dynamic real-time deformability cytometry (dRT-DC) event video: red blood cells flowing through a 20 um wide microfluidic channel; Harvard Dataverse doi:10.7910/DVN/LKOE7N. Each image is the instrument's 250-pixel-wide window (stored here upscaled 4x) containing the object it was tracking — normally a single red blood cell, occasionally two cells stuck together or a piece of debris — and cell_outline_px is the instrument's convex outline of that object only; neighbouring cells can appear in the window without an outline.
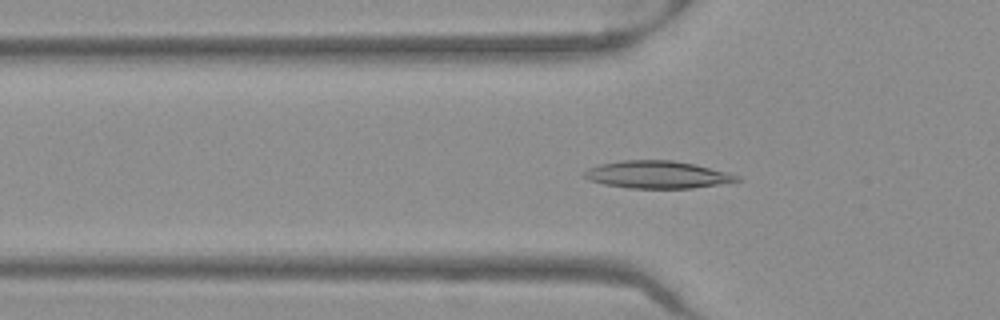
{"species": "Egyptian fruit bat (a non-hibernating species)", "species_latin": "Rousettus aegyptiacus", "temperature_condition": "warm", "stored_images_in_passage": 51, "camera_frame_rate_fps": 3000, "um_per_image_px": 0.085, "frame": {"image": 1, "passage_image": 17, "time_ms": 5.333, "image_size_px": [1000, 320], "cell_outline_px": [[740, 180], [692, 188], [628, 188], [604, 184], [588, 180], [584, 176], [584, 172], [588, 168], [600, 164], [620, 160], [672, 160], [696, 164], [728, 172], [740, 176]], "centroid_in_image_um": [55.85, 14.83], "position_along_channel_um": 70.0, "area_um2": 24.33}}
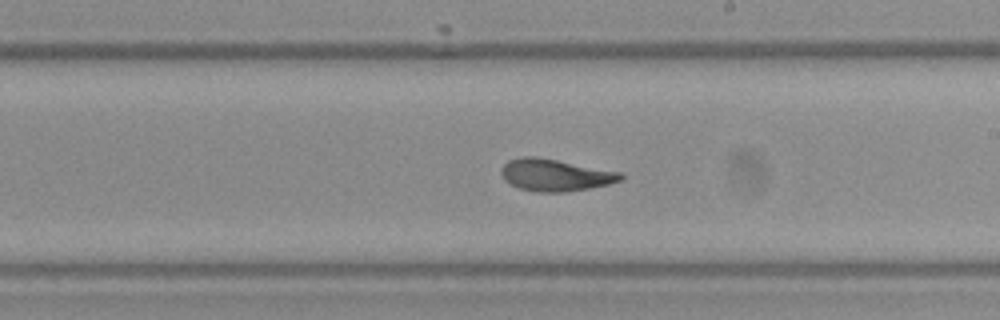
{"frame": {"image": 2, "passage_image": 30, "time_ms": 9.667, "image_size_px": [1000, 320], "cell_outline_px": [[624, 180], [608, 184], [588, 188], [564, 192], [536, 192], [520, 188], [504, 180], [500, 172], [500, 168], [508, 160], [524, 156], [536, 156], [624, 172]], "centroid_in_image_um": [47.22, 14.87], "position_along_channel_um": 241.8, "area_um2": 22.48}}
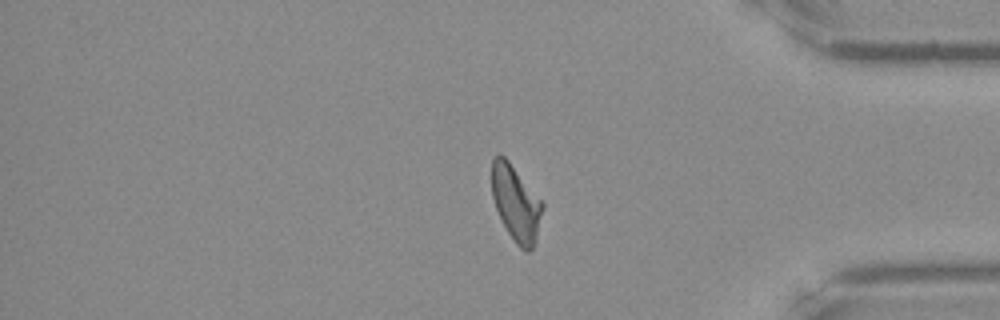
{"frame": {"image": 3, "passage_image": 43, "time_ms": 14.0, "image_size_px": [1000, 320], "cell_outline_px": [[544, 208], [536, 240], [532, 248], [528, 252], [520, 248], [516, 244], [508, 232], [496, 208], [492, 196], [492, 160], [496, 156], [504, 156], [508, 160], [544, 204]], "centroid_in_image_um": [43.87, 17.3], "position_along_channel_um": 391.3, "area_um2": 21.96}, "authors_computed_cell_mechanics": {"area_um2": 22.4264, "velocity_mm_per_s": 3.9568, "shape_relaxation_time_tau1_ms": 9.1965, "shape_relaxation_time_tau2_ms": 2.1854, "deformation_change_tau1": 0.2364, "deformation_change_tau2": 0.08}}